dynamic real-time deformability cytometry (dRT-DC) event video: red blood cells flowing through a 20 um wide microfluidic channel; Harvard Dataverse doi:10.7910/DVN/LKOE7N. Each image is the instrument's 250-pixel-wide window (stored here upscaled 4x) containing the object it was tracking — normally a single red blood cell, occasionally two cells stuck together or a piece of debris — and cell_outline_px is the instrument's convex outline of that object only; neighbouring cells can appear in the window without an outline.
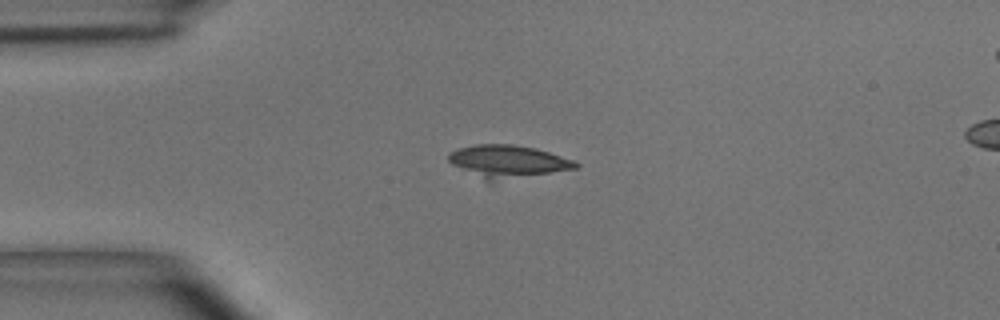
{"species": "common noctule bat (a hibernating species)", "species_latin": "Nyctalus noctula", "temperature_condition": "room temperature", "stored_images_in_passage": 38, "camera_frame_rate_fps": 3000, "um_per_image_px": 0.085, "animal": {"sex": "male", "body_mass_g": 15.6}, "frame": {"image": 1, "passage_image": 1, "time_ms": 0.0, "image_size_px": [1000, 320], "cell_outline_px": [[580, 164], [576, 168], [492, 180], [484, 180], [452, 164], [448, 160], [448, 156], [452, 152], [460, 148], [476, 144], [512, 144], [536, 148], [572, 160]], "centroid_in_image_um": [43.12, 13.68], "position_along_channel_um": 41.9, "area_um2": 23.06}}
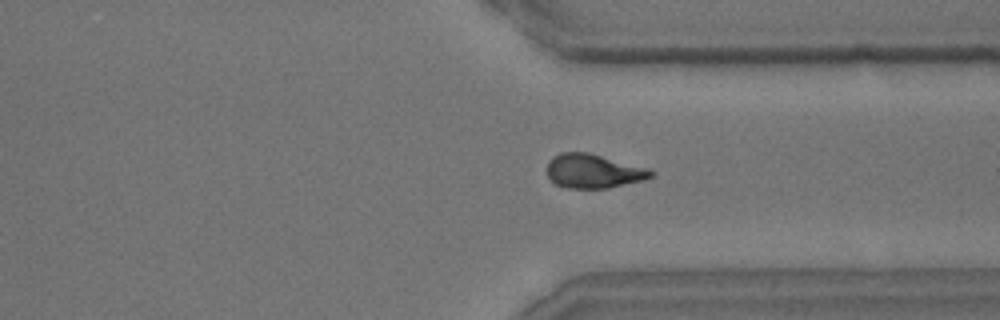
{"frame": {"image": 2, "passage_image": 26, "time_ms": 8.333, "image_size_px": [1000, 320], "cell_outline_px": [[656, 172], [652, 176], [644, 180], [608, 188], [568, 188], [556, 184], [548, 176], [548, 160], [552, 156], [560, 152], [588, 152], [648, 168]], "centroid_in_image_um": [50.44, 14.54], "position_along_channel_um": 361.0, "area_um2": 20.63}}
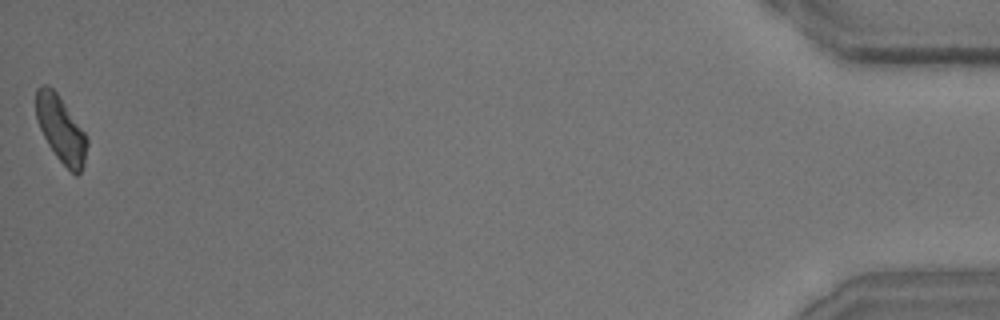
{"frame": {"image": 3, "passage_image": 38, "time_ms": 12.333, "image_size_px": [1000, 320], "cell_outline_px": [[88, 144], [84, 160], [80, 172], [76, 176], [56, 156], [48, 144], [36, 120], [36, 88], [44, 84], [48, 84], [56, 92], [84, 132], [88, 140]], "centroid_in_image_um": [5.15, 10.96], "position_along_channel_um": 430.0, "area_um2": 19.25}, "authors_computed_cell_mechanics": {"area_um2": 20.6924, "velocity_mm_per_s": 4.077, "shape_relaxation_time_tau1_ms": 4.858, "shape_relaxation_time_tau2_ms": 1.1752, "deformation_change_tau1": 0.1837, "deformation_change_tau2": 0.0755}}